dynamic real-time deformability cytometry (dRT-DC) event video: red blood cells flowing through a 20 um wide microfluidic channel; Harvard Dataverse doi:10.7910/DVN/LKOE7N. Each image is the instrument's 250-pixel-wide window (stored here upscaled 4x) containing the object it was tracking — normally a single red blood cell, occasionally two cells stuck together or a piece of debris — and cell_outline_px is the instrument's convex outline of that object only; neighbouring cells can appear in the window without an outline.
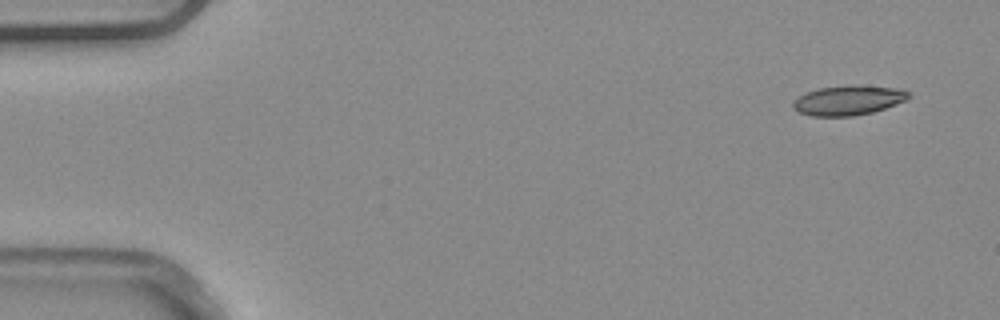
{"species": "common noctule bat (a hibernating species)", "species_latin": "Nyctalus noctula", "temperature_condition": "warm", "stored_images_in_passage": 4, "camera_frame_rate_fps": 3000, "um_per_image_px": 0.085, "animal": {"sex": "male", "body_mass_g": 20.4}, "frame": {"image": 1, "passage_image": 1, "time_ms": 0.0, "image_size_px": [1000, 320], "cell_outline_px": [[912, 96], [908, 100], [872, 112], [852, 116], [812, 116], [800, 112], [792, 108], [792, 104], [800, 96], [816, 88], [848, 84], [852, 84], [904, 88]], "centroid_in_image_um": [72.16, 8.5], "position_along_channel_um": 12.8, "area_um2": 20.29}}
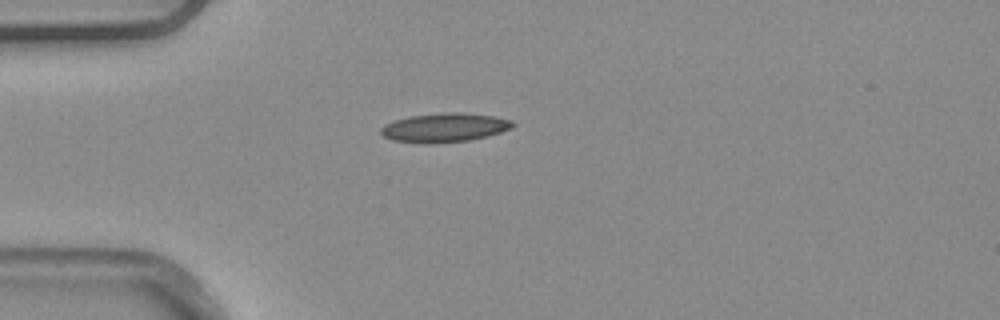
{"frame": {"image": 2, "passage_image": 4, "time_ms": 1.0, "image_size_px": [1000, 320], "cell_outline_px": [[516, 124], [512, 128], [500, 132], [468, 140], [428, 144], [424, 144], [392, 140], [384, 136], [380, 132], [380, 128], [384, 124], [408, 116], [444, 112], [456, 112], [492, 116], [512, 120]], "centroid_in_image_um": [37.75, 10.84], "position_along_channel_um": 47.3, "area_um2": 22.2}}